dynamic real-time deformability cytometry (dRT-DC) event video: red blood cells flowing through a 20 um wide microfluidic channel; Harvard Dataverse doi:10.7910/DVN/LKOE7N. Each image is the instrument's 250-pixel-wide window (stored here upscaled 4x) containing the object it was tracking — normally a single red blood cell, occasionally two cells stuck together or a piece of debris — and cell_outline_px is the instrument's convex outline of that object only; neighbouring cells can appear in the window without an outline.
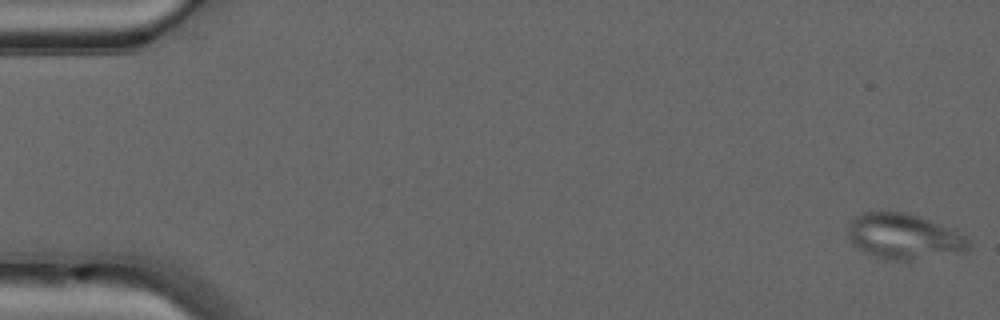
{"species": "common noctule bat (a hibernating species)", "species_latin": "Nyctalus noctula", "temperature_condition": "warm", "stored_images_in_passage": 49, "camera_frame_rate_fps": 3000, "um_per_image_px": 0.085, "animal": {"sex": "male", "forearm_length_mm": 52.5}, "frame": {"image": 1, "passage_image": 1, "time_ms": 0.0, "image_size_px": [1000, 320], "cell_outline_px": [[972, 248], [968, 252], [908, 260], [884, 260], [860, 252], [852, 244], [848, 236], [848, 224], [860, 212], [908, 212], [920, 216], [952, 228], [968, 236], [972, 244]], "centroid_in_image_um": [76.87, 20.11], "position_along_channel_um": 8.1, "area_um2": 32.89}}
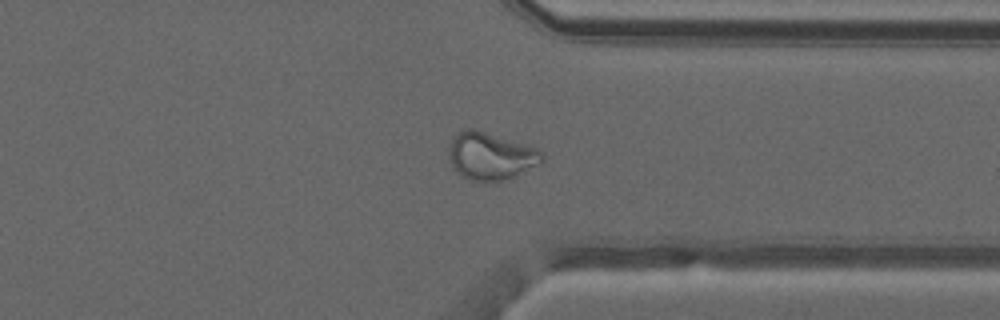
{"frame": {"image": 2, "passage_image": 38, "time_ms": 12.333, "image_size_px": [1000, 320], "cell_outline_px": [[544, 160], [540, 164], [504, 180], [472, 180], [464, 176], [452, 168], [448, 156], [448, 144], [456, 132], [468, 128], [472, 128], [536, 148], [544, 152]], "centroid_in_image_um": [41.67, 13.24], "position_along_channel_um": 369.7, "area_um2": 25.49}, "authors_computed_cell_mechanics": {"area_um2": 27.8596, "velocity_mm_per_s": 4.1555, "shape_relaxation_time_tau1_ms": null, "shape_relaxation_time_tau2_ms": 1.0306, "deformation_change_tau1": null, "deformation_change_tau2": 0.0659}}